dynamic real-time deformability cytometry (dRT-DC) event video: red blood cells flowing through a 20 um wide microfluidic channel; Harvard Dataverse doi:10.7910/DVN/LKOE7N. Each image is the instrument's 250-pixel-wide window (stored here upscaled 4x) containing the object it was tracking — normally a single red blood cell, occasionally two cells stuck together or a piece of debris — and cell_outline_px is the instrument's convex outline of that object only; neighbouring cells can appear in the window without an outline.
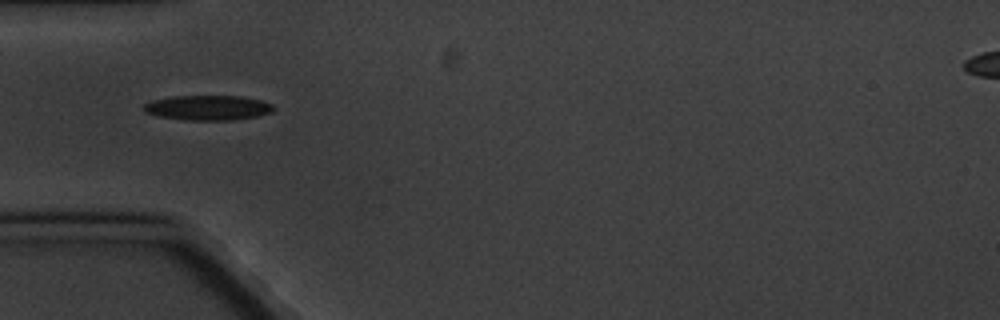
{"species": "common noctule bat (a hibernating species)", "species_latin": "Nyctalus noctula", "temperature_condition": "cold", "stored_images_in_passage": 4, "camera_frame_rate_fps": 3000, "um_per_image_px": 0.085, "animal": {"sex": "male", "body_mass_g": 20.1, "forearm_length_mm": 53.5}, "frame": {"image": 1, "passage_image": 1, "time_ms": 0.0, "image_size_px": [1000, 320], "cell_outline_px": [[276, 108], [272, 112], [256, 116], [232, 120], [188, 120], [160, 116], [144, 112], [140, 108], [144, 104], [152, 100], [172, 96], [240, 96], [260, 100], [272, 104]], "centroid_in_image_um": [17.65, 9.15], "position_along_channel_um": 67.3, "area_um2": 18.84}}